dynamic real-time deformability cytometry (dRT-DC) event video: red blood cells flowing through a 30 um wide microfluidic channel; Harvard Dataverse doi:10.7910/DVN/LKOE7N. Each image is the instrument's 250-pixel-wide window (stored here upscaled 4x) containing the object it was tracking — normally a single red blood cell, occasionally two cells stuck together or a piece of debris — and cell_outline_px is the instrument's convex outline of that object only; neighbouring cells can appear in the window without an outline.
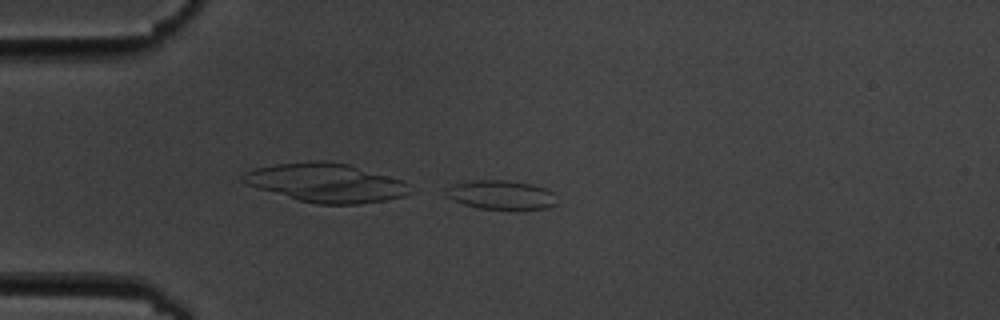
{"species": "common noctule bat (a hibernating species)", "species_latin": "Nyctalus noctula", "temperature_condition": "cold", "stored_images_in_passage": 4, "camera_frame_rate_fps": 3000, "um_per_image_px": 0.085, "animal": {"sex": "male", "body_mass_g": 19.5, "forearm_length_mm": 54.6}, "frame": {"image": 1, "passage_image": 4, "time_ms": 3.333, "image_size_px": [1000, 320], "cell_outline_px": [[556, 204], [548, 208], [480, 208], [464, 204], [444, 196], [448, 188], [452, 184], [468, 180], [508, 180], [532, 184], [544, 188], [552, 192]], "centroid_in_image_um": [42.54, 16.53], "position_along_channel_um": 42.5, "area_um2": 18.44}}